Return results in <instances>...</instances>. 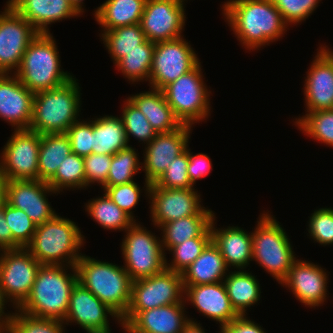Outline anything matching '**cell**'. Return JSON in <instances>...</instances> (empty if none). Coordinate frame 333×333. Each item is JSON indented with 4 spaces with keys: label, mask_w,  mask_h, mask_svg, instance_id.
I'll list each match as a JSON object with an SVG mask.
<instances>
[{
    "label": "cell",
    "mask_w": 333,
    "mask_h": 333,
    "mask_svg": "<svg viewBox=\"0 0 333 333\" xmlns=\"http://www.w3.org/2000/svg\"><path fill=\"white\" fill-rule=\"evenodd\" d=\"M221 9L235 37L250 52L283 39L289 29L272 0H226Z\"/></svg>",
    "instance_id": "6da1fadb"
},
{
    "label": "cell",
    "mask_w": 333,
    "mask_h": 333,
    "mask_svg": "<svg viewBox=\"0 0 333 333\" xmlns=\"http://www.w3.org/2000/svg\"><path fill=\"white\" fill-rule=\"evenodd\" d=\"M69 269L71 272L67 273ZM77 281L76 266L41 265L29 296L18 310L36 317L64 321L70 294Z\"/></svg>",
    "instance_id": "7a4b0ae2"
},
{
    "label": "cell",
    "mask_w": 333,
    "mask_h": 333,
    "mask_svg": "<svg viewBox=\"0 0 333 333\" xmlns=\"http://www.w3.org/2000/svg\"><path fill=\"white\" fill-rule=\"evenodd\" d=\"M86 243L78 225L59 216L36 226L31 242L25 247L41 265L75 266Z\"/></svg>",
    "instance_id": "3957f363"
},
{
    "label": "cell",
    "mask_w": 333,
    "mask_h": 333,
    "mask_svg": "<svg viewBox=\"0 0 333 333\" xmlns=\"http://www.w3.org/2000/svg\"><path fill=\"white\" fill-rule=\"evenodd\" d=\"M57 47L51 33H39L23 54L14 74L32 93L58 88L74 78L61 67Z\"/></svg>",
    "instance_id": "277c9868"
},
{
    "label": "cell",
    "mask_w": 333,
    "mask_h": 333,
    "mask_svg": "<svg viewBox=\"0 0 333 333\" xmlns=\"http://www.w3.org/2000/svg\"><path fill=\"white\" fill-rule=\"evenodd\" d=\"M72 78L66 84L34 94L30 130L39 134L66 133L80 119L81 88Z\"/></svg>",
    "instance_id": "5b68a950"
},
{
    "label": "cell",
    "mask_w": 333,
    "mask_h": 333,
    "mask_svg": "<svg viewBox=\"0 0 333 333\" xmlns=\"http://www.w3.org/2000/svg\"><path fill=\"white\" fill-rule=\"evenodd\" d=\"M75 266L78 282L121 318L128 309L132 286V280L123 265L82 254Z\"/></svg>",
    "instance_id": "8992f818"
},
{
    "label": "cell",
    "mask_w": 333,
    "mask_h": 333,
    "mask_svg": "<svg viewBox=\"0 0 333 333\" xmlns=\"http://www.w3.org/2000/svg\"><path fill=\"white\" fill-rule=\"evenodd\" d=\"M269 212L260 213L252 230V261L281 284L297 257L284 227Z\"/></svg>",
    "instance_id": "52a82bcc"
},
{
    "label": "cell",
    "mask_w": 333,
    "mask_h": 333,
    "mask_svg": "<svg viewBox=\"0 0 333 333\" xmlns=\"http://www.w3.org/2000/svg\"><path fill=\"white\" fill-rule=\"evenodd\" d=\"M201 62L177 80L166 85L162 91L167 104L182 124L194 127L211 116V91L204 83Z\"/></svg>",
    "instance_id": "ba28073f"
},
{
    "label": "cell",
    "mask_w": 333,
    "mask_h": 333,
    "mask_svg": "<svg viewBox=\"0 0 333 333\" xmlns=\"http://www.w3.org/2000/svg\"><path fill=\"white\" fill-rule=\"evenodd\" d=\"M124 233L120 246L123 267L132 281L159 274L166 268V255L159 236L138 221Z\"/></svg>",
    "instance_id": "9c48e42d"
},
{
    "label": "cell",
    "mask_w": 333,
    "mask_h": 333,
    "mask_svg": "<svg viewBox=\"0 0 333 333\" xmlns=\"http://www.w3.org/2000/svg\"><path fill=\"white\" fill-rule=\"evenodd\" d=\"M178 303H185L180 273L165 268L159 274L132 281L130 303L121 317L122 328L140 311Z\"/></svg>",
    "instance_id": "30bf717a"
},
{
    "label": "cell",
    "mask_w": 333,
    "mask_h": 333,
    "mask_svg": "<svg viewBox=\"0 0 333 333\" xmlns=\"http://www.w3.org/2000/svg\"><path fill=\"white\" fill-rule=\"evenodd\" d=\"M40 266L26 248L0 251V294L6 304L18 309L24 303Z\"/></svg>",
    "instance_id": "8fae6325"
},
{
    "label": "cell",
    "mask_w": 333,
    "mask_h": 333,
    "mask_svg": "<svg viewBox=\"0 0 333 333\" xmlns=\"http://www.w3.org/2000/svg\"><path fill=\"white\" fill-rule=\"evenodd\" d=\"M183 37L155 43L149 87L162 90L181 75L192 70L200 59Z\"/></svg>",
    "instance_id": "7c38bea8"
},
{
    "label": "cell",
    "mask_w": 333,
    "mask_h": 333,
    "mask_svg": "<svg viewBox=\"0 0 333 333\" xmlns=\"http://www.w3.org/2000/svg\"><path fill=\"white\" fill-rule=\"evenodd\" d=\"M41 134L14 130L0 153V169L8 180H38Z\"/></svg>",
    "instance_id": "4fadbf2b"
},
{
    "label": "cell",
    "mask_w": 333,
    "mask_h": 333,
    "mask_svg": "<svg viewBox=\"0 0 333 333\" xmlns=\"http://www.w3.org/2000/svg\"><path fill=\"white\" fill-rule=\"evenodd\" d=\"M39 32L6 2L0 11V73L14 74Z\"/></svg>",
    "instance_id": "5bb4252c"
},
{
    "label": "cell",
    "mask_w": 333,
    "mask_h": 333,
    "mask_svg": "<svg viewBox=\"0 0 333 333\" xmlns=\"http://www.w3.org/2000/svg\"><path fill=\"white\" fill-rule=\"evenodd\" d=\"M192 127L183 124L174 131L157 133L147 145H144L142 170L145 173L143 190L146 196L151 184L159 179L176 156L187 149Z\"/></svg>",
    "instance_id": "9a60e30c"
},
{
    "label": "cell",
    "mask_w": 333,
    "mask_h": 333,
    "mask_svg": "<svg viewBox=\"0 0 333 333\" xmlns=\"http://www.w3.org/2000/svg\"><path fill=\"white\" fill-rule=\"evenodd\" d=\"M188 0H146L140 26L146 39L153 42L183 37Z\"/></svg>",
    "instance_id": "2e32d148"
},
{
    "label": "cell",
    "mask_w": 333,
    "mask_h": 333,
    "mask_svg": "<svg viewBox=\"0 0 333 333\" xmlns=\"http://www.w3.org/2000/svg\"><path fill=\"white\" fill-rule=\"evenodd\" d=\"M108 314L122 327L117 313L77 281L70 294L64 324L68 326L76 323L86 333H111Z\"/></svg>",
    "instance_id": "e0dca14e"
},
{
    "label": "cell",
    "mask_w": 333,
    "mask_h": 333,
    "mask_svg": "<svg viewBox=\"0 0 333 333\" xmlns=\"http://www.w3.org/2000/svg\"><path fill=\"white\" fill-rule=\"evenodd\" d=\"M194 188L166 189L150 187L148 203H150V218L157 229L168 222L197 215L203 208L201 194ZM203 205V206H202Z\"/></svg>",
    "instance_id": "ac0fdd59"
},
{
    "label": "cell",
    "mask_w": 333,
    "mask_h": 333,
    "mask_svg": "<svg viewBox=\"0 0 333 333\" xmlns=\"http://www.w3.org/2000/svg\"><path fill=\"white\" fill-rule=\"evenodd\" d=\"M316 51L304 77L306 114L333 109V51L323 44Z\"/></svg>",
    "instance_id": "d6986e66"
},
{
    "label": "cell",
    "mask_w": 333,
    "mask_h": 333,
    "mask_svg": "<svg viewBox=\"0 0 333 333\" xmlns=\"http://www.w3.org/2000/svg\"><path fill=\"white\" fill-rule=\"evenodd\" d=\"M328 276L326 269L317 263L296 259L288 276L280 285L291 290L289 292L293 293L305 307L316 309V307L323 306L328 299Z\"/></svg>",
    "instance_id": "ffe728a7"
},
{
    "label": "cell",
    "mask_w": 333,
    "mask_h": 333,
    "mask_svg": "<svg viewBox=\"0 0 333 333\" xmlns=\"http://www.w3.org/2000/svg\"><path fill=\"white\" fill-rule=\"evenodd\" d=\"M52 193L59 194L45 181L8 180L6 202L23 210L36 225H41L57 214L47 198Z\"/></svg>",
    "instance_id": "44dd1931"
},
{
    "label": "cell",
    "mask_w": 333,
    "mask_h": 333,
    "mask_svg": "<svg viewBox=\"0 0 333 333\" xmlns=\"http://www.w3.org/2000/svg\"><path fill=\"white\" fill-rule=\"evenodd\" d=\"M84 0H8L39 33H51L48 26L62 20L80 17L85 12Z\"/></svg>",
    "instance_id": "7402d4cb"
},
{
    "label": "cell",
    "mask_w": 333,
    "mask_h": 333,
    "mask_svg": "<svg viewBox=\"0 0 333 333\" xmlns=\"http://www.w3.org/2000/svg\"><path fill=\"white\" fill-rule=\"evenodd\" d=\"M33 98L34 93L15 74L0 73V118L14 130L30 128Z\"/></svg>",
    "instance_id": "603a6c76"
},
{
    "label": "cell",
    "mask_w": 333,
    "mask_h": 333,
    "mask_svg": "<svg viewBox=\"0 0 333 333\" xmlns=\"http://www.w3.org/2000/svg\"><path fill=\"white\" fill-rule=\"evenodd\" d=\"M183 286L185 304L191 303L202 316L219 323V328L239 316L231 305L224 282Z\"/></svg>",
    "instance_id": "cb8c5ba5"
},
{
    "label": "cell",
    "mask_w": 333,
    "mask_h": 333,
    "mask_svg": "<svg viewBox=\"0 0 333 333\" xmlns=\"http://www.w3.org/2000/svg\"><path fill=\"white\" fill-rule=\"evenodd\" d=\"M185 307V303H178L140 311L123 330L125 333H182L190 321Z\"/></svg>",
    "instance_id": "d4e9b609"
},
{
    "label": "cell",
    "mask_w": 333,
    "mask_h": 333,
    "mask_svg": "<svg viewBox=\"0 0 333 333\" xmlns=\"http://www.w3.org/2000/svg\"><path fill=\"white\" fill-rule=\"evenodd\" d=\"M215 215L210 224L211 241L220 251L229 269H247L252 261V231L239 226L217 228ZM216 226V227H215Z\"/></svg>",
    "instance_id": "484cf974"
},
{
    "label": "cell",
    "mask_w": 333,
    "mask_h": 333,
    "mask_svg": "<svg viewBox=\"0 0 333 333\" xmlns=\"http://www.w3.org/2000/svg\"><path fill=\"white\" fill-rule=\"evenodd\" d=\"M214 215L212 209L204 207L197 215H190L161 225L158 231L161 230V244L165 255L166 251L187 239L211 237L210 224Z\"/></svg>",
    "instance_id": "4316f807"
},
{
    "label": "cell",
    "mask_w": 333,
    "mask_h": 333,
    "mask_svg": "<svg viewBox=\"0 0 333 333\" xmlns=\"http://www.w3.org/2000/svg\"><path fill=\"white\" fill-rule=\"evenodd\" d=\"M127 98L139 108L157 133L171 132L183 125L167 104L162 90L149 88Z\"/></svg>",
    "instance_id": "83f0119b"
},
{
    "label": "cell",
    "mask_w": 333,
    "mask_h": 333,
    "mask_svg": "<svg viewBox=\"0 0 333 333\" xmlns=\"http://www.w3.org/2000/svg\"><path fill=\"white\" fill-rule=\"evenodd\" d=\"M229 271L220 251L211 241L181 275L183 285H205L223 282Z\"/></svg>",
    "instance_id": "f1b7e54d"
},
{
    "label": "cell",
    "mask_w": 333,
    "mask_h": 333,
    "mask_svg": "<svg viewBox=\"0 0 333 333\" xmlns=\"http://www.w3.org/2000/svg\"><path fill=\"white\" fill-rule=\"evenodd\" d=\"M256 277L246 269H239L229 271L224 278L231 305L239 315H248V308L257 305L261 299L262 292Z\"/></svg>",
    "instance_id": "f546056e"
},
{
    "label": "cell",
    "mask_w": 333,
    "mask_h": 333,
    "mask_svg": "<svg viewBox=\"0 0 333 333\" xmlns=\"http://www.w3.org/2000/svg\"><path fill=\"white\" fill-rule=\"evenodd\" d=\"M91 119L93 153L114 155L130 145L121 117L104 115Z\"/></svg>",
    "instance_id": "4dcf8cb0"
},
{
    "label": "cell",
    "mask_w": 333,
    "mask_h": 333,
    "mask_svg": "<svg viewBox=\"0 0 333 333\" xmlns=\"http://www.w3.org/2000/svg\"><path fill=\"white\" fill-rule=\"evenodd\" d=\"M146 0H106L94 10L101 30L140 23Z\"/></svg>",
    "instance_id": "1f68e13d"
},
{
    "label": "cell",
    "mask_w": 333,
    "mask_h": 333,
    "mask_svg": "<svg viewBox=\"0 0 333 333\" xmlns=\"http://www.w3.org/2000/svg\"><path fill=\"white\" fill-rule=\"evenodd\" d=\"M72 153L66 133L41 134L38 156V180L47 182L61 162Z\"/></svg>",
    "instance_id": "d6a6232c"
},
{
    "label": "cell",
    "mask_w": 333,
    "mask_h": 333,
    "mask_svg": "<svg viewBox=\"0 0 333 333\" xmlns=\"http://www.w3.org/2000/svg\"><path fill=\"white\" fill-rule=\"evenodd\" d=\"M100 31V41H103L113 64L147 40L140 23Z\"/></svg>",
    "instance_id": "836d02e7"
},
{
    "label": "cell",
    "mask_w": 333,
    "mask_h": 333,
    "mask_svg": "<svg viewBox=\"0 0 333 333\" xmlns=\"http://www.w3.org/2000/svg\"><path fill=\"white\" fill-rule=\"evenodd\" d=\"M85 205V211L102 228L125 232L135 221L120 209L104 192L91 198Z\"/></svg>",
    "instance_id": "e575fe53"
},
{
    "label": "cell",
    "mask_w": 333,
    "mask_h": 333,
    "mask_svg": "<svg viewBox=\"0 0 333 333\" xmlns=\"http://www.w3.org/2000/svg\"><path fill=\"white\" fill-rule=\"evenodd\" d=\"M155 43L146 40L137 49L128 52L114 66L129 83L149 82Z\"/></svg>",
    "instance_id": "d590c367"
},
{
    "label": "cell",
    "mask_w": 333,
    "mask_h": 333,
    "mask_svg": "<svg viewBox=\"0 0 333 333\" xmlns=\"http://www.w3.org/2000/svg\"><path fill=\"white\" fill-rule=\"evenodd\" d=\"M47 183L59 194L61 192L64 193L65 189H72V191L75 189H86L83 157L74 153L68 155Z\"/></svg>",
    "instance_id": "8d00e7d4"
},
{
    "label": "cell",
    "mask_w": 333,
    "mask_h": 333,
    "mask_svg": "<svg viewBox=\"0 0 333 333\" xmlns=\"http://www.w3.org/2000/svg\"><path fill=\"white\" fill-rule=\"evenodd\" d=\"M294 119L295 127L307 137L333 148V109L299 115Z\"/></svg>",
    "instance_id": "74e56055"
},
{
    "label": "cell",
    "mask_w": 333,
    "mask_h": 333,
    "mask_svg": "<svg viewBox=\"0 0 333 333\" xmlns=\"http://www.w3.org/2000/svg\"><path fill=\"white\" fill-rule=\"evenodd\" d=\"M138 150L132 145L112 155L107 182L103 186H116L134 181V177L142 171ZM137 173V174H136Z\"/></svg>",
    "instance_id": "f35d334b"
},
{
    "label": "cell",
    "mask_w": 333,
    "mask_h": 333,
    "mask_svg": "<svg viewBox=\"0 0 333 333\" xmlns=\"http://www.w3.org/2000/svg\"><path fill=\"white\" fill-rule=\"evenodd\" d=\"M63 320L36 317L15 309L11 311L7 333H65Z\"/></svg>",
    "instance_id": "ab89813d"
},
{
    "label": "cell",
    "mask_w": 333,
    "mask_h": 333,
    "mask_svg": "<svg viewBox=\"0 0 333 333\" xmlns=\"http://www.w3.org/2000/svg\"><path fill=\"white\" fill-rule=\"evenodd\" d=\"M123 103L120 117L124 124L128 144L131 136L141 142L140 144L147 145L157 132L152 128L145 115L128 98H125Z\"/></svg>",
    "instance_id": "60d3db41"
},
{
    "label": "cell",
    "mask_w": 333,
    "mask_h": 333,
    "mask_svg": "<svg viewBox=\"0 0 333 333\" xmlns=\"http://www.w3.org/2000/svg\"><path fill=\"white\" fill-rule=\"evenodd\" d=\"M210 242L211 237H195L174 246L169 250L173 257L171 261H167L168 259L165 258L166 269L181 274L201 255Z\"/></svg>",
    "instance_id": "b9f144b4"
},
{
    "label": "cell",
    "mask_w": 333,
    "mask_h": 333,
    "mask_svg": "<svg viewBox=\"0 0 333 333\" xmlns=\"http://www.w3.org/2000/svg\"><path fill=\"white\" fill-rule=\"evenodd\" d=\"M4 217L12 232V249L25 248L32 240L36 224L23 211L4 204Z\"/></svg>",
    "instance_id": "7bdbcfd3"
},
{
    "label": "cell",
    "mask_w": 333,
    "mask_h": 333,
    "mask_svg": "<svg viewBox=\"0 0 333 333\" xmlns=\"http://www.w3.org/2000/svg\"><path fill=\"white\" fill-rule=\"evenodd\" d=\"M188 163L187 147L182 154L176 156V158L172 160L166 171L155 183L151 184L150 187H161L166 189L194 188L187 172Z\"/></svg>",
    "instance_id": "ee69618b"
},
{
    "label": "cell",
    "mask_w": 333,
    "mask_h": 333,
    "mask_svg": "<svg viewBox=\"0 0 333 333\" xmlns=\"http://www.w3.org/2000/svg\"><path fill=\"white\" fill-rule=\"evenodd\" d=\"M307 235L314 243L333 245V208L315 209L308 220Z\"/></svg>",
    "instance_id": "f6af8a7d"
},
{
    "label": "cell",
    "mask_w": 333,
    "mask_h": 333,
    "mask_svg": "<svg viewBox=\"0 0 333 333\" xmlns=\"http://www.w3.org/2000/svg\"><path fill=\"white\" fill-rule=\"evenodd\" d=\"M135 181L116 186H102L104 193L125 213H127L135 222L132 209L136 208L142 195V189Z\"/></svg>",
    "instance_id": "bcb514c9"
},
{
    "label": "cell",
    "mask_w": 333,
    "mask_h": 333,
    "mask_svg": "<svg viewBox=\"0 0 333 333\" xmlns=\"http://www.w3.org/2000/svg\"><path fill=\"white\" fill-rule=\"evenodd\" d=\"M322 0H272L280 11L284 22L289 26L306 21L319 6Z\"/></svg>",
    "instance_id": "7dc6e473"
},
{
    "label": "cell",
    "mask_w": 333,
    "mask_h": 333,
    "mask_svg": "<svg viewBox=\"0 0 333 333\" xmlns=\"http://www.w3.org/2000/svg\"><path fill=\"white\" fill-rule=\"evenodd\" d=\"M84 171L86 178V189L91 187L92 184L102 187L108 178L109 168L112 162V155L96 154L84 156Z\"/></svg>",
    "instance_id": "c3c4849f"
},
{
    "label": "cell",
    "mask_w": 333,
    "mask_h": 333,
    "mask_svg": "<svg viewBox=\"0 0 333 333\" xmlns=\"http://www.w3.org/2000/svg\"><path fill=\"white\" fill-rule=\"evenodd\" d=\"M80 118L73 123L67 130L72 153L79 156H87L93 153L92 149V120L85 121Z\"/></svg>",
    "instance_id": "681fc988"
},
{
    "label": "cell",
    "mask_w": 333,
    "mask_h": 333,
    "mask_svg": "<svg viewBox=\"0 0 333 333\" xmlns=\"http://www.w3.org/2000/svg\"><path fill=\"white\" fill-rule=\"evenodd\" d=\"M188 167L187 172L190 179L191 184L195 187L196 181L205 176L209 175L211 170L213 169L212 161L208 154L197 153L193 154L191 149L188 146Z\"/></svg>",
    "instance_id": "f907efd6"
},
{
    "label": "cell",
    "mask_w": 333,
    "mask_h": 333,
    "mask_svg": "<svg viewBox=\"0 0 333 333\" xmlns=\"http://www.w3.org/2000/svg\"><path fill=\"white\" fill-rule=\"evenodd\" d=\"M264 330L260 324L250 320L247 315H239L221 328L222 333H266Z\"/></svg>",
    "instance_id": "816d5d0a"
},
{
    "label": "cell",
    "mask_w": 333,
    "mask_h": 333,
    "mask_svg": "<svg viewBox=\"0 0 333 333\" xmlns=\"http://www.w3.org/2000/svg\"><path fill=\"white\" fill-rule=\"evenodd\" d=\"M4 205L0 206V251L12 249V232L4 217Z\"/></svg>",
    "instance_id": "f5cc1de1"
},
{
    "label": "cell",
    "mask_w": 333,
    "mask_h": 333,
    "mask_svg": "<svg viewBox=\"0 0 333 333\" xmlns=\"http://www.w3.org/2000/svg\"><path fill=\"white\" fill-rule=\"evenodd\" d=\"M189 319L190 321L185 325L182 333H206L200 322L198 323L194 318ZM219 330L222 333L221 328Z\"/></svg>",
    "instance_id": "db71d44e"
},
{
    "label": "cell",
    "mask_w": 333,
    "mask_h": 333,
    "mask_svg": "<svg viewBox=\"0 0 333 333\" xmlns=\"http://www.w3.org/2000/svg\"><path fill=\"white\" fill-rule=\"evenodd\" d=\"M6 305L7 304L3 301L2 296L0 294V328L2 329H8L10 311L6 313L5 311L7 310Z\"/></svg>",
    "instance_id": "11a10c76"
},
{
    "label": "cell",
    "mask_w": 333,
    "mask_h": 333,
    "mask_svg": "<svg viewBox=\"0 0 333 333\" xmlns=\"http://www.w3.org/2000/svg\"><path fill=\"white\" fill-rule=\"evenodd\" d=\"M8 179L4 176L0 169V206L6 203Z\"/></svg>",
    "instance_id": "9f6ffc18"
},
{
    "label": "cell",
    "mask_w": 333,
    "mask_h": 333,
    "mask_svg": "<svg viewBox=\"0 0 333 333\" xmlns=\"http://www.w3.org/2000/svg\"><path fill=\"white\" fill-rule=\"evenodd\" d=\"M0 333H7V329L0 328Z\"/></svg>",
    "instance_id": "6f0895ef"
}]
</instances>
